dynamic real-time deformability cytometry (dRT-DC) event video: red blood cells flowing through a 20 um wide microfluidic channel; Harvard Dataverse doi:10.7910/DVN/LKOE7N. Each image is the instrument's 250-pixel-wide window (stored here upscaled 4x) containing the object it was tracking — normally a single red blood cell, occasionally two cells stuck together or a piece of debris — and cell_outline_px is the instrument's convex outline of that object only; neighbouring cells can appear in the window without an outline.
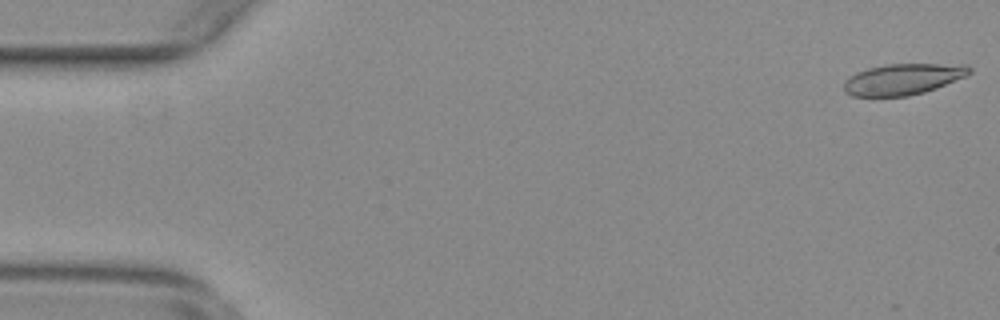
{"species": "common noctule bat (a hibernating species)", "species_latin": "Nyctalus noctula", "temperature_condition": "warm", "stored_images_in_passage": 55, "camera_frame_rate_fps": 3000, "um_per_image_px": 0.085, "animal": {"sex": "female", "body_mass_g": 29.2, "forearm_length_mm": 56.3}, "frame": {"image": 1, "passage_image": 1, "time_ms": 0.0, "image_size_px": [1000, 320], "cell_outline_px": [[972, 72], [964, 76], [936, 88], [924, 92], [908, 96], [852, 96], [844, 92], [844, 80], [856, 72], [868, 68], [888, 64], [968, 64], [972, 68]], "centroid_in_image_um": [76.74, 6.72], "position_along_channel_um": 8.3, "area_um2": 22.72}}
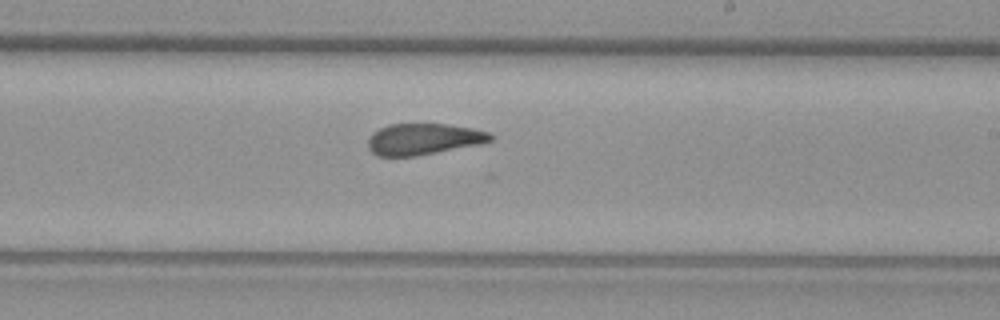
{"frame": {"image": 2, "passage_image": 32, "time_ms": 10.333, "image_size_px": [1000, 320], "cell_outline_px": [[496, 136], [492, 140], [480, 144], [416, 156], [376, 156], [368, 148], [368, 136], [372, 132], [388, 124], [448, 124], [472, 128], [488, 132]], "centroid_in_image_um": [35.98, 11.82], "position_along_channel_um": 253.0, "area_um2": 22.48}}
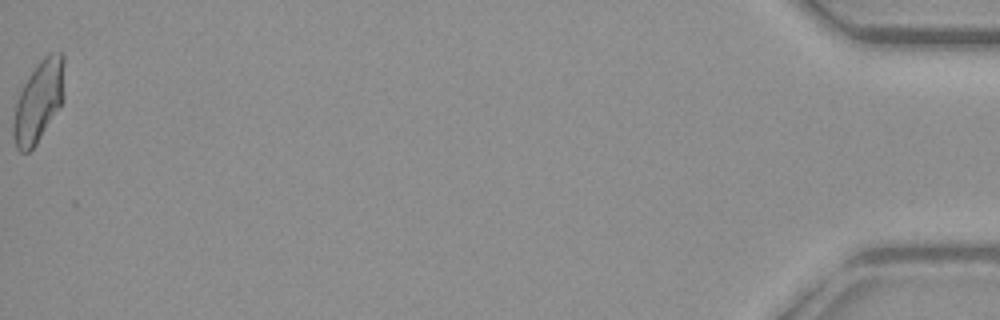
{"frame": {"image": 3, "passage_image": 55, "time_ms": 18.0, "image_size_px": [1000, 320], "cell_outline_px": [[64, 100], [36, 144], [28, 152], [20, 152], [16, 148], [12, 136], [12, 124], [16, 100], [28, 76], [40, 60], [48, 52], [60, 52], [64, 56]], "centroid_in_image_um": [3.28, 8.6], "position_along_channel_um": 431.9, "area_um2": 24.39}, "authors_computed_cell_mechanics": {"area_um2": 23.2934, "velocity_mm_per_s": 3.7499, "shape_relaxation_time_tau1_ms": null, "shape_relaxation_time_tau2_ms": 1.4935, "deformation_change_tau1": null, "deformation_change_tau2": 0.0859}}